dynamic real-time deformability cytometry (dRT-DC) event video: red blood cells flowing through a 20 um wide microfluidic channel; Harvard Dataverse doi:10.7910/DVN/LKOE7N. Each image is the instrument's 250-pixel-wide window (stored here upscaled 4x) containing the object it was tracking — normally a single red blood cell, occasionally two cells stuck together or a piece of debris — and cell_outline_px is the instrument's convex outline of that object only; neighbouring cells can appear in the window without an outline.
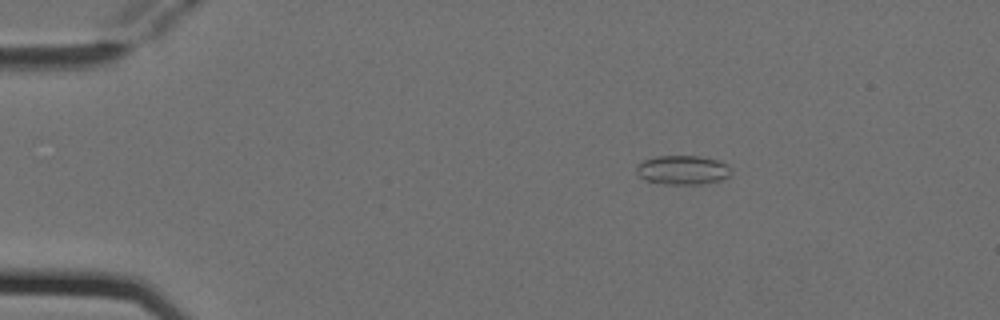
{"species": "Egyptian fruit bat (a non-hibernating species)", "species_latin": "Rousettus aegyptiacus", "temperature_condition": "cold", "stored_images_in_passage": 5, "camera_frame_rate_fps": 3000, "um_per_image_px": 0.085, "animal": {"sex": "female"}, "frame": {"image": 1, "passage_image": 3, "time_ms": 0.667, "image_size_px": [1000, 320], "cell_outline_px": [[732, 176], [720, 180], [704, 184], [664, 184], [644, 180], [636, 172], [636, 164], [644, 160], [656, 156], [700, 156], [716, 160], [728, 164], [732, 168]], "centroid_in_image_um": [58.05, 14.45], "position_along_channel_um": 26.9, "area_um2": 16.36}}